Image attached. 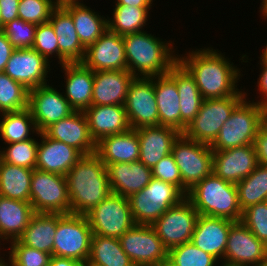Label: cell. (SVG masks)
Returning a JSON list of instances; mask_svg holds the SVG:
<instances>
[{
	"label": "cell",
	"instance_id": "6da1fadb",
	"mask_svg": "<svg viewBox=\"0 0 267 266\" xmlns=\"http://www.w3.org/2000/svg\"><path fill=\"white\" fill-rule=\"evenodd\" d=\"M185 55H177L178 61L195 79L203 100L247 95L237 87L239 78L243 76L241 69L218 49H192Z\"/></svg>",
	"mask_w": 267,
	"mask_h": 266
},
{
	"label": "cell",
	"instance_id": "7a4b0ae2",
	"mask_svg": "<svg viewBox=\"0 0 267 266\" xmlns=\"http://www.w3.org/2000/svg\"><path fill=\"white\" fill-rule=\"evenodd\" d=\"M65 177L70 214L86 215L111 193L106 166L96 153L83 155Z\"/></svg>",
	"mask_w": 267,
	"mask_h": 266
},
{
	"label": "cell",
	"instance_id": "3957f363",
	"mask_svg": "<svg viewBox=\"0 0 267 266\" xmlns=\"http://www.w3.org/2000/svg\"><path fill=\"white\" fill-rule=\"evenodd\" d=\"M124 40L127 70L134 77L150 78L167 74L178 61L174 41H165L147 31L127 34ZM163 40V41H162ZM166 42V43H165Z\"/></svg>",
	"mask_w": 267,
	"mask_h": 266
},
{
	"label": "cell",
	"instance_id": "277c9868",
	"mask_svg": "<svg viewBox=\"0 0 267 266\" xmlns=\"http://www.w3.org/2000/svg\"><path fill=\"white\" fill-rule=\"evenodd\" d=\"M200 215L240 221L236 184L217 177L213 172L194 185L186 194Z\"/></svg>",
	"mask_w": 267,
	"mask_h": 266
},
{
	"label": "cell",
	"instance_id": "5b68a950",
	"mask_svg": "<svg viewBox=\"0 0 267 266\" xmlns=\"http://www.w3.org/2000/svg\"><path fill=\"white\" fill-rule=\"evenodd\" d=\"M247 98L235 107L221 127L219 135L210 145L212 151L253 144L260 126L266 121V108Z\"/></svg>",
	"mask_w": 267,
	"mask_h": 266
},
{
	"label": "cell",
	"instance_id": "8992f818",
	"mask_svg": "<svg viewBox=\"0 0 267 266\" xmlns=\"http://www.w3.org/2000/svg\"><path fill=\"white\" fill-rule=\"evenodd\" d=\"M185 197L176 186L152 177L144 189L128 197V200L135 223L152 225Z\"/></svg>",
	"mask_w": 267,
	"mask_h": 266
},
{
	"label": "cell",
	"instance_id": "52a82bcc",
	"mask_svg": "<svg viewBox=\"0 0 267 266\" xmlns=\"http://www.w3.org/2000/svg\"><path fill=\"white\" fill-rule=\"evenodd\" d=\"M171 154L179 168L185 196L194 185L212 173L213 151L208 144L196 142L181 133L173 143Z\"/></svg>",
	"mask_w": 267,
	"mask_h": 266
},
{
	"label": "cell",
	"instance_id": "ba28073f",
	"mask_svg": "<svg viewBox=\"0 0 267 266\" xmlns=\"http://www.w3.org/2000/svg\"><path fill=\"white\" fill-rule=\"evenodd\" d=\"M92 235L86 215L57 213L53 255L85 263L90 254Z\"/></svg>",
	"mask_w": 267,
	"mask_h": 266
},
{
	"label": "cell",
	"instance_id": "9c48e42d",
	"mask_svg": "<svg viewBox=\"0 0 267 266\" xmlns=\"http://www.w3.org/2000/svg\"><path fill=\"white\" fill-rule=\"evenodd\" d=\"M248 95L203 100L199 112L183 134L196 142L211 145L235 107Z\"/></svg>",
	"mask_w": 267,
	"mask_h": 266
},
{
	"label": "cell",
	"instance_id": "30bf717a",
	"mask_svg": "<svg viewBox=\"0 0 267 266\" xmlns=\"http://www.w3.org/2000/svg\"><path fill=\"white\" fill-rule=\"evenodd\" d=\"M92 233L120 238L136 225L128 198L111 192L86 214Z\"/></svg>",
	"mask_w": 267,
	"mask_h": 266
},
{
	"label": "cell",
	"instance_id": "8fae6325",
	"mask_svg": "<svg viewBox=\"0 0 267 266\" xmlns=\"http://www.w3.org/2000/svg\"><path fill=\"white\" fill-rule=\"evenodd\" d=\"M30 203L35 213L70 214L66 177L33 169Z\"/></svg>",
	"mask_w": 267,
	"mask_h": 266
},
{
	"label": "cell",
	"instance_id": "7c38bea8",
	"mask_svg": "<svg viewBox=\"0 0 267 266\" xmlns=\"http://www.w3.org/2000/svg\"><path fill=\"white\" fill-rule=\"evenodd\" d=\"M199 215L185 197L177 205L166 210L151 226L169 251L175 246L191 241Z\"/></svg>",
	"mask_w": 267,
	"mask_h": 266
},
{
	"label": "cell",
	"instance_id": "4fadbf2b",
	"mask_svg": "<svg viewBox=\"0 0 267 266\" xmlns=\"http://www.w3.org/2000/svg\"><path fill=\"white\" fill-rule=\"evenodd\" d=\"M119 241L135 266H161L168 261V250L151 225L136 224Z\"/></svg>",
	"mask_w": 267,
	"mask_h": 266
},
{
	"label": "cell",
	"instance_id": "5bb4252c",
	"mask_svg": "<svg viewBox=\"0 0 267 266\" xmlns=\"http://www.w3.org/2000/svg\"><path fill=\"white\" fill-rule=\"evenodd\" d=\"M124 107L131 128L159 125L154 77H135L128 88Z\"/></svg>",
	"mask_w": 267,
	"mask_h": 266
},
{
	"label": "cell",
	"instance_id": "9a60e30c",
	"mask_svg": "<svg viewBox=\"0 0 267 266\" xmlns=\"http://www.w3.org/2000/svg\"><path fill=\"white\" fill-rule=\"evenodd\" d=\"M267 259V246L241 221L231 225L223 264L228 266H258Z\"/></svg>",
	"mask_w": 267,
	"mask_h": 266
},
{
	"label": "cell",
	"instance_id": "2e32d148",
	"mask_svg": "<svg viewBox=\"0 0 267 266\" xmlns=\"http://www.w3.org/2000/svg\"><path fill=\"white\" fill-rule=\"evenodd\" d=\"M56 89L46 84L29 90L28 109L40 133L74 112L63 93Z\"/></svg>",
	"mask_w": 267,
	"mask_h": 266
},
{
	"label": "cell",
	"instance_id": "e0dca14e",
	"mask_svg": "<svg viewBox=\"0 0 267 266\" xmlns=\"http://www.w3.org/2000/svg\"><path fill=\"white\" fill-rule=\"evenodd\" d=\"M51 62L33 48H19L10 56L4 73L31 90L49 84L46 78Z\"/></svg>",
	"mask_w": 267,
	"mask_h": 266
},
{
	"label": "cell",
	"instance_id": "ac0fdd59",
	"mask_svg": "<svg viewBox=\"0 0 267 266\" xmlns=\"http://www.w3.org/2000/svg\"><path fill=\"white\" fill-rule=\"evenodd\" d=\"M81 63L92 71L127 70L123 37L106 30L85 49Z\"/></svg>",
	"mask_w": 267,
	"mask_h": 266
},
{
	"label": "cell",
	"instance_id": "d6986e66",
	"mask_svg": "<svg viewBox=\"0 0 267 266\" xmlns=\"http://www.w3.org/2000/svg\"><path fill=\"white\" fill-rule=\"evenodd\" d=\"M257 165L258 160L253 144L224 151H213L212 172L233 184L248 177Z\"/></svg>",
	"mask_w": 267,
	"mask_h": 266
},
{
	"label": "cell",
	"instance_id": "ffe728a7",
	"mask_svg": "<svg viewBox=\"0 0 267 266\" xmlns=\"http://www.w3.org/2000/svg\"><path fill=\"white\" fill-rule=\"evenodd\" d=\"M43 133L77 149L82 155L96 153V143L90 135L87 118L82 111H74L47 127Z\"/></svg>",
	"mask_w": 267,
	"mask_h": 266
},
{
	"label": "cell",
	"instance_id": "44dd1931",
	"mask_svg": "<svg viewBox=\"0 0 267 266\" xmlns=\"http://www.w3.org/2000/svg\"><path fill=\"white\" fill-rule=\"evenodd\" d=\"M140 154L139 161L148 168L153 167L165 156L171 154L174 141L181 134L170 126H144L137 128Z\"/></svg>",
	"mask_w": 267,
	"mask_h": 266
},
{
	"label": "cell",
	"instance_id": "7402d4cb",
	"mask_svg": "<svg viewBox=\"0 0 267 266\" xmlns=\"http://www.w3.org/2000/svg\"><path fill=\"white\" fill-rule=\"evenodd\" d=\"M37 147L36 169L58 175H66L83 156L77 149L62 141L51 139L43 132Z\"/></svg>",
	"mask_w": 267,
	"mask_h": 266
},
{
	"label": "cell",
	"instance_id": "603a6c76",
	"mask_svg": "<svg viewBox=\"0 0 267 266\" xmlns=\"http://www.w3.org/2000/svg\"><path fill=\"white\" fill-rule=\"evenodd\" d=\"M49 22L58 39V64L81 62L86 48L77 35L71 14L62 5H57L50 14Z\"/></svg>",
	"mask_w": 267,
	"mask_h": 266
},
{
	"label": "cell",
	"instance_id": "cb8c5ba5",
	"mask_svg": "<svg viewBox=\"0 0 267 266\" xmlns=\"http://www.w3.org/2000/svg\"><path fill=\"white\" fill-rule=\"evenodd\" d=\"M233 223L225 218L199 215L191 241L223 264L228 233Z\"/></svg>",
	"mask_w": 267,
	"mask_h": 266
},
{
	"label": "cell",
	"instance_id": "d4e9b609",
	"mask_svg": "<svg viewBox=\"0 0 267 266\" xmlns=\"http://www.w3.org/2000/svg\"><path fill=\"white\" fill-rule=\"evenodd\" d=\"M134 76L128 70L94 71L91 105H123Z\"/></svg>",
	"mask_w": 267,
	"mask_h": 266
},
{
	"label": "cell",
	"instance_id": "484cf974",
	"mask_svg": "<svg viewBox=\"0 0 267 266\" xmlns=\"http://www.w3.org/2000/svg\"><path fill=\"white\" fill-rule=\"evenodd\" d=\"M111 192L126 198L144 189L152 178V169L139 160L106 165Z\"/></svg>",
	"mask_w": 267,
	"mask_h": 266
},
{
	"label": "cell",
	"instance_id": "4316f807",
	"mask_svg": "<svg viewBox=\"0 0 267 266\" xmlns=\"http://www.w3.org/2000/svg\"><path fill=\"white\" fill-rule=\"evenodd\" d=\"M84 114L95 143L106 136L123 133L131 128L123 105H91Z\"/></svg>",
	"mask_w": 267,
	"mask_h": 266
},
{
	"label": "cell",
	"instance_id": "83f0119b",
	"mask_svg": "<svg viewBox=\"0 0 267 266\" xmlns=\"http://www.w3.org/2000/svg\"><path fill=\"white\" fill-rule=\"evenodd\" d=\"M66 81L65 98L74 111L84 112L91 106L94 83V71L86 68L81 62L62 64Z\"/></svg>",
	"mask_w": 267,
	"mask_h": 266
},
{
	"label": "cell",
	"instance_id": "f1b7e54d",
	"mask_svg": "<svg viewBox=\"0 0 267 266\" xmlns=\"http://www.w3.org/2000/svg\"><path fill=\"white\" fill-rule=\"evenodd\" d=\"M176 83L180 98V133H183L199 112L203 98L188 70L177 61L167 73Z\"/></svg>",
	"mask_w": 267,
	"mask_h": 266
},
{
	"label": "cell",
	"instance_id": "f546056e",
	"mask_svg": "<svg viewBox=\"0 0 267 266\" xmlns=\"http://www.w3.org/2000/svg\"><path fill=\"white\" fill-rule=\"evenodd\" d=\"M96 154L103 164L131 163L139 160L140 146L136 129L106 136L96 143Z\"/></svg>",
	"mask_w": 267,
	"mask_h": 266
},
{
	"label": "cell",
	"instance_id": "4dcf8cb0",
	"mask_svg": "<svg viewBox=\"0 0 267 266\" xmlns=\"http://www.w3.org/2000/svg\"><path fill=\"white\" fill-rule=\"evenodd\" d=\"M35 214L30 202L0 196V239L9 242L18 239Z\"/></svg>",
	"mask_w": 267,
	"mask_h": 266
},
{
	"label": "cell",
	"instance_id": "1f68e13d",
	"mask_svg": "<svg viewBox=\"0 0 267 266\" xmlns=\"http://www.w3.org/2000/svg\"><path fill=\"white\" fill-rule=\"evenodd\" d=\"M62 6L71 14L77 35L85 48L108 30L107 18L83 4V0L67 2Z\"/></svg>",
	"mask_w": 267,
	"mask_h": 266
},
{
	"label": "cell",
	"instance_id": "d6a6232c",
	"mask_svg": "<svg viewBox=\"0 0 267 266\" xmlns=\"http://www.w3.org/2000/svg\"><path fill=\"white\" fill-rule=\"evenodd\" d=\"M154 92L159 125L170 126L180 132V98L175 81L168 74L154 76Z\"/></svg>",
	"mask_w": 267,
	"mask_h": 266
},
{
	"label": "cell",
	"instance_id": "836d02e7",
	"mask_svg": "<svg viewBox=\"0 0 267 266\" xmlns=\"http://www.w3.org/2000/svg\"><path fill=\"white\" fill-rule=\"evenodd\" d=\"M57 213H35L18 240L31 248L53 255Z\"/></svg>",
	"mask_w": 267,
	"mask_h": 266
},
{
	"label": "cell",
	"instance_id": "e575fe53",
	"mask_svg": "<svg viewBox=\"0 0 267 266\" xmlns=\"http://www.w3.org/2000/svg\"><path fill=\"white\" fill-rule=\"evenodd\" d=\"M32 169L7 164L0 159V196L30 202Z\"/></svg>",
	"mask_w": 267,
	"mask_h": 266
},
{
	"label": "cell",
	"instance_id": "d590c367",
	"mask_svg": "<svg viewBox=\"0 0 267 266\" xmlns=\"http://www.w3.org/2000/svg\"><path fill=\"white\" fill-rule=\"evenodd\" d=\"M88 262L97 266H135L118 238L93 234Z\"/></svg>",
	"mask_w": 267,
	"mask_h": 266
},
{
	"label": "cell",
	"instance_id": "8d00e7d4",
	"mask_svg": "<svg viewBox=\"0 0 267 266\" xmlns=\"http://www.w3.org/2000/svg\"><path fill=\"white\" fill-rule=\"evenodd\" d=\"M0 116V137L5 144L26 141L33 137L30 135L38 133L28 108L16 112H4Z\"/></svg>",
	"mask_w": 267,
	"mask_h": 266
},
{
	"label": "cell",
	"instance_id": "74e56055",
	"mask_svg": "<svg viewBox=\"0 0 267 266\" xmlns=\"http://www.w3.org/2000/svg\"><path fill=\"white\" fill-rule=\"evenodd\" d=\"M150 8L115 5L113 18L107 17L108 30L124 36L144 31L149 20Z\"/></svg>",
	"mask_w": 267,
	"mask_h": 266
},
{
	"label": "cell",
	"instance_id": "f35d334b",
	"mask_svg": "<svg viewBox=\"0 0 267 266\" xmlns=\"http://www.w3.org/2000/svg\"><path fill=\"white\" fill-rule=\"evenodd\" d=\"M242 211L267 199V166L258 164L253 172L236 184Z\"/></svg>",
	"mask_w": 267,
	"mask_h": 266
},
{
	"label": "cell",
	"instance_id": "ab89813d",
	"mask_svg": "<svg viewBox=\"0 0 267 266\" xmlns=\"http://www.w3.org/2000/svg\"><path fill=\"white\" fill-rule=\"evenodd\" d=\"M28 99L29 90L23 84L0 72V114L27 109Z\"/></svg>",
	"mask_w": 267,
	"mask_h": 266
},
{
	"label": "cell",
	"instance_id": "60d3db41",
	"mask_svg": "<svg viewBox=\"0 0 267 266\" xmlns=\"http://www.w3.org/2000/svg\"><path fill=\"white\" fill-rule=\"evenodd\" d=\"M168 262L172 266H216L219 261L196 247L192 241L175 246L168 251Z\"/></svg>",
	"mask_w": 267,
	"mask_h": 266
},
{
	"label": "cell",
	"instance_id": "b9f144b4",
	"mask_svg": "<svg viewBox=\"0 0 267 266\" xmlns=\"http://www.w3.org/2000/svg\"><path fill=\"white\" fill-rule=\"evenodd\" d=\"M38 144L35 138L7 144L6 148L0 150V159L7 164L36 169Z\"/></svg>",
	"mask_w": 267,
	"mask_h": 266
},
{
	"label": "cell",
	"instance_id": "7bdbcfd3",
	"mask_svg": "<svg viewBox=\"0 0 267 266\" xmlns=\"http://www.w3.org/2000/svg\"><path fill=\"white\" fill-rule=\"evenodd\" d=\"M9 243L8 266H49L51 254L28 247L18 239Z\"/></svg>",
	"mask_w": 267,
	"mask_h": 266
},
{
	"label": "cell",
	"instance_id": "ee69618b",
	"mask_svg": "<svg viewBox=\"0 0 267 266\" xmlns=\"http://www.w3.org/2000/svg\"><path fill=\"white\" fill-rule=\"evenodd\" d=\"M37 25L25 22L20 18L14 19L2 27L3 33L15 49L32 48Z\"/></svg>",
	"mask_w": 267,
	"mask_h": 266
},
{
	"label": "cell",
	"instance_id": "f6af8a7d",
	"mask_svg": "<svg viewBox=\"0 0 267 266\" xmlns=\"http://www.w3.org/2000/svg\"><path fill=\"white\" fill-rule=\"evenodd\" d=\"M57 6L54 0H20L18 18L36 25L46 23L52 10Z\"/></svg>",
	"mask_w": 267,
	"mask_h": 266
},
{
	"label": "cell",
	"instance_id": "bcb514c9",
	"mask_svg": "<svg viewBox=\"0 0 267 266\" xmlns=\"http://www.w3.org/2000/svg\"><path fill=\"white\" fill-rule=\"evenodd\" d=\"M240 221L267 246V203H257L242 211Z\"/></svg>",
	"mask_w": 267,
	"mask_h": 266
},
{
	"label": "cell",
	"instance_id": "7dc6e473",
	"mask_svg": "<svg viewBox=\"0 0 267 266\" xmlns=\"http://www.w3.org/2000/svg\"><path fill=\"white\" fill-rule=\"evenodd\" d=\"M32 48L48 61H50L49 58L53 57V55L58 58V39L49 21L37 25Z\"/></svg>",
	"mask_w": 267,
	"mask_h": 266
},
{
	"label": "cell",
	"instance_id": "c3c4849f",
	"mask_svg": "<svg viewBox=\"0 0 267 266\" xmlns=\"http://www.w3.org/2000/svg\"><path fill=\"white\" fill-rule=\"evenodd\" d=\"M152 177L176 186L182 192V178L172 154L162 158L152 169Z\"/></svg>",
	"mask_w": 267,
	"mask_h": 266
},
{
	"label": "cell",
	"instance_id": "681fc988",
	"mask_svg": "<svg viewBox=\"0 0 267 266\" xmlns=\"http://www.w3.org/2000/svg\"><path fill=\"white\" fill-rule=\"evenodd\" d=\"M258 164L267 166V121L259 128L253 142Z\"/></svg>",
	"mask_w": 267,
	"mask_h": 266
},
{
	"label": "cell",
	"instance_id": "f907efd6",
	"mask_svg": "<svg viewBox=\"0 0 267 266\" xmlns=\"http://www.w3.org/2000/svg\"><path fill=\"white\" fill-rule=\"evenodd\" d=\"M20 0H0V30L14 19L18 18Z\"/></svg>",
	"mask_w": 267,
	"mask_h": 266
},
{
	"label": "cell",
	"instance_id": "816d5d0a",
	"mask_svg": "<svg viewBox=\"0 0 267 266\" xmlns=\"http://www.w3.org/2000/svg\"><path fill=\"white\" fill-rule=\"evenodd\" d=\"M261 66V71L259 77L257 78V88L259 95L261 96L260 100L256 101L259 105L267 108V62H259Z\"/></svg>",
	"mask_w": 267,
	"mask_h": 266
},
{
	"label": "cell",
	"instance_id": "f5cc1de1",
	"mask_svg": "<svg viewBox=\"0 0 267 266\" xmlns=\"http://www.w3.org/2000/svg\"><path fill=\"white\" fill-rule=\"evenodd\" d=\"M15 48L7 39V36L0 30V72H4L6 64Z\"/></svg>",
	"mask_w": 267,
	"mask_h": 266
},
{
	"label": "cell",
	"instance_id": "db71d44e",
	"mask_svg": "<svg viewBox=\"0 0 267 266\" xmlns=\"http://www.w3.org/2000/svg\"><path fill=\"white\" fill-rule=\"evenodd\" d=\"M49 266H81V263L73 259L51 255Z\"/></svg>",
	"mask_w": 267,
	"mask_h": 266
},
{
	"label": "cell",
	"instance_id": "11a10c76",
	"mask_svg": "<svg viewBox=\"0 0 267 266\" xmlns=\"http://www.w3.org/2000/svg\"><path fill=\"white\" fill-rule=\"evenodd\" d=\"M115 5H125L139 8H151L153 0H116Z\"/></svg>",
	"mask_w": 267,
	"mask_h": 266
},
{
	"label": "cell",
	"instance_id": "9f6ffc18",
	"mask_svg": "<svg viewBox=\"0 0 267 266\" xmlns=\"http://www.w3.org/2000/svg\"><path fill=\"white\" fill-rule=\"evenodd\" d=\"M260 8H261V14H262V17L267 18V0H262V3L260 5Z\"/></svg>",
	"mask_w": 267,
	"mask_h": 266
},
{
	"label": "cell",
	"instance_id": "6f0895ef",
	"mask_svg": "<svg viewBox=\"0 0 267 266\" xmlns=\"http://www.w3.org/2000/svg\"><path fill=\"white\" fill-rule=\"evenodd\" d=\"M260 61L267 62V44H266L265 48L262 51V54L260 56Z\"/></svg>",
	"mask_w": 267,
	"mask_h": 266
},
{
	"label": "cell",
	"instance_id": "680465c9",
	"mask_svg": "<svg viewBox=\"0 0 267 266\" xmlns=\"http://www.w3.org/2000/svg\"><path fill=\"white\" fill-rule=\"evenodd\" d=\"M77 1H80V0H54V2L57 5H62V4L67 3V2H77Z\"/></svg>",
	"mask_w": 267,
	"mask_h": 266
},
{
	"label": "cell",
	"instance_id": "91938a15",
	"mask_svg": "<svg viewBox=\"0 0 267 266\" xmlns=\"http://www.w3.org/2000/svg\"><path fill=\"white\" fill-rule=\"evenodd\" d=\"M81 266H97V265L92 264V263L86 261L85 263H82Z\"/></svg>",
	"mask_w": 267,
	"mask_h": 266
},
{
	"label": "cell",
	"instance_id": "94428289",
	"mask_svg": "<svg viewBox=\"0 0 267 266\" xmlns=\"http://www.w3.org/2000/svg\"><path fill=\"white\" fill-rule=\"evenodd\" d=\"M1 240V239H0ZM1 241H0V250H2L1 249ZM1 253V252H0ZM6 259L5 258H3L2 256H0V263H2V262H4Z\"/></svg>",
	"mask_w": 267,
	"mask_h": 266
},
{
	"label": "cell",
	"instance_id": "6125c7cd",
	"mask_svg": "<svg viewBox=\"0 0 267 266\" xmlns=\"http://www.w3.org/2000/svg\"><path fill=\"white\" fill-rule=\"evenodd\" d=\"M258 266H267V259L263 261L261 264H259Z\"/></svg>",
	"mask_w": 267,
	"mask_h": 266
},
{
	"label": "cell",
	"instance_id": "be15d7a7",
	"mask_svg": "<svg viewBox=\"0 0 267 266\" xmlns=\"http://www.w3.org/2000/svg\"><path fill=\"white\" fill-rule=\"evenodd\" d=\"M161 266H172L168 261L164 264H162Z\"/></svg>",
	"mask_w": 267,
	"mask_h": 266
},
{
	"label": "cell",
	"instance_id": "e7e4bbea",
	"mask_svg": "<svg viewBox=\"0 0 267 266\" xmlns=\"http://www.w3.org/2000/svg\"><path fill=\"white\" fill-rule=\"evenodd\" d=\"M0 266H8V265H7L6 261H4V262L0 263Z\"/></svg>",
	"mask_w": 267,
	"mask_h": 266
}]
</instances>
